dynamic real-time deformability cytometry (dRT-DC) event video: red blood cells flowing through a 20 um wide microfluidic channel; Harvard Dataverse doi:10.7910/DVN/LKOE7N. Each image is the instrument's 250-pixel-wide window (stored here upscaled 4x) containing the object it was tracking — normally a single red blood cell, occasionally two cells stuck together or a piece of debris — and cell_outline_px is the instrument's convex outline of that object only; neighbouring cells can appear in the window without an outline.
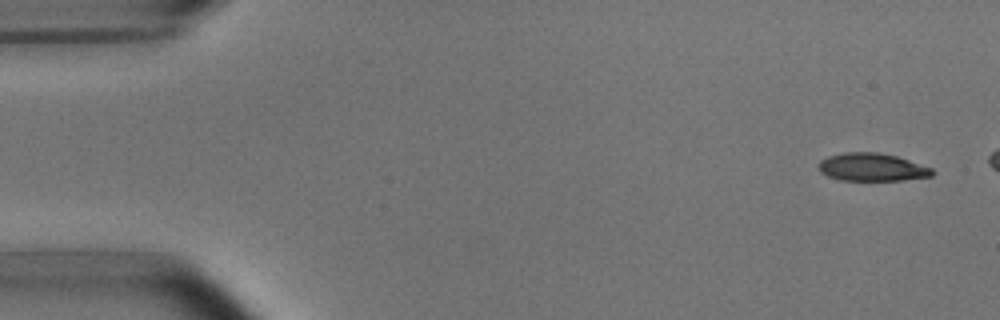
{"species": "common noctule bat (a hibernating species)", "species_latin": "Nyctalus noctula", "temperature_condition": "room temperature", "stored_images_in_passage": 8, "camera_frame_rate_fps": 3000, "um_per_image_px": 0.085, "animal": {"sex": "male", "body_mass_g": 15.6}, "frame": {"image": 1, "passage_image": 1, "time_ms": 0.0, "image_size_px": [1000, 320], "cell_outline_px": [[936, 172], [932, 176], [900, 180], [840, 180], [828, 176], [820, 172], [820, 160], [828, 156], [844, 152], [880, 152], [896, 156], [932, 168]], "centroid_in_image_um": [74.13, 14.2], "position_along_channel_um": 10.9, "area_um2": 18.38}}
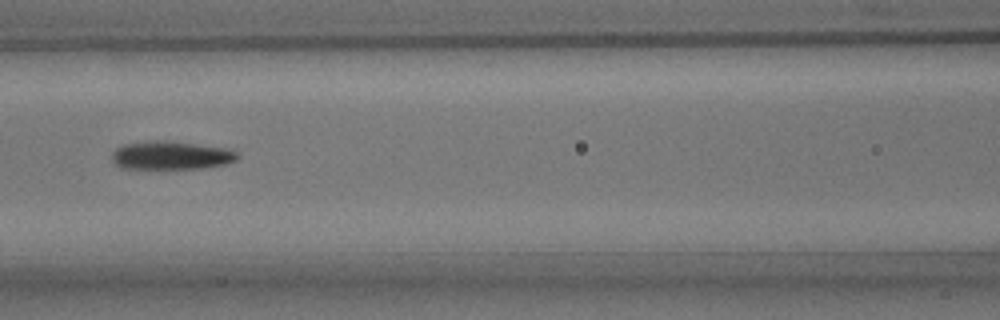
{"frame": {"image": 2, "passage_image": 7, "time_ms": 7.0, "image_size_px": [1000, 320], "cell_outline_px": [[240, 156], [236, 160], [228, 164], [204, 168], [120, 168], [112, 160], [112, 152], [116, 148], [124, 144], [156, 140], [164, 140], [228, 148], [236, 152]], "centroid_in_image_um": [14.57, 13.2], "position_along_channel_um": 152.0, "area_um2": 20.75}}
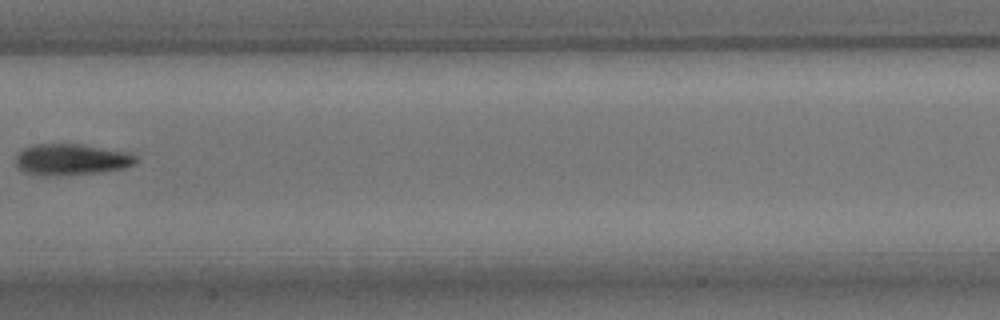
{"frame": {"image": 3, "passage_image": 8, "time_ms": 8.333, "image_size_px": [1000, 320], "cell_outline_px": [[140, 160], [136, 164], [124, 168], [100, 172], [44, 176], [24, 172], [16, 164], [16, 156], [24, 148], [32, 144], [84, 144], [128, 152], [136, 156]], "centroid_in_image_um": [6.1, 13.55], "position_along_channel_um": 201.3, "area_um2": 21.96}}